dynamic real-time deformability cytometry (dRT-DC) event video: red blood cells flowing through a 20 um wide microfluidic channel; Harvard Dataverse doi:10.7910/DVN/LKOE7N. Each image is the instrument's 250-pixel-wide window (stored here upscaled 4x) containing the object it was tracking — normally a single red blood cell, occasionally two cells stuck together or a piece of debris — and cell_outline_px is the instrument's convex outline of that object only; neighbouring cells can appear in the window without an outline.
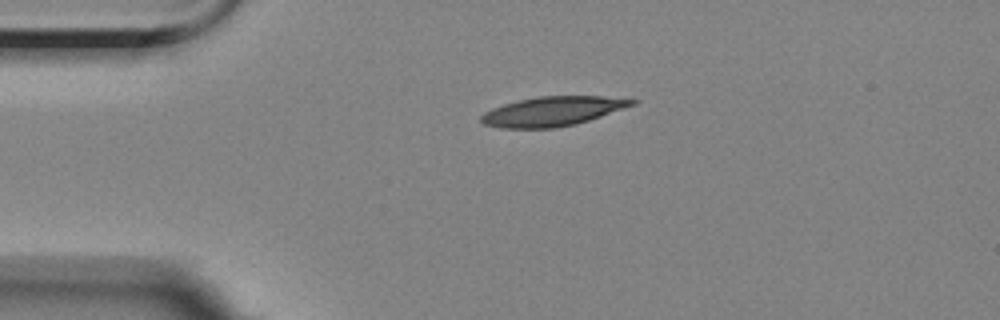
{"species": "Egyptian fruit bat (a non-hibernating species)", "species_latin": "Rousettus aegyptiacus", "temperature_condition": "room temperature", "stored_images_in_passage": 2, "camera_frame_rate_fps": 3000, "um_per_image_px": 0.085, "animal": {"sex": "female"}, "frame": {"image": 1, "passage_image": 2, "time_ms": 1.333, "image_size_px": [1000, 320], "cell_outline_px": [[640, 100], [636, 104], [576, 124], [556, 128], [500, 128], [484, 124], [480, 120], [480, 116], [484, 112], [492, 108], [504, 104], [536, 96], [604, 96]], "centroid_in_image_um": [46.96, 9.46], "position_along_channel_um": 38.0, "area_um2": 25.84}}